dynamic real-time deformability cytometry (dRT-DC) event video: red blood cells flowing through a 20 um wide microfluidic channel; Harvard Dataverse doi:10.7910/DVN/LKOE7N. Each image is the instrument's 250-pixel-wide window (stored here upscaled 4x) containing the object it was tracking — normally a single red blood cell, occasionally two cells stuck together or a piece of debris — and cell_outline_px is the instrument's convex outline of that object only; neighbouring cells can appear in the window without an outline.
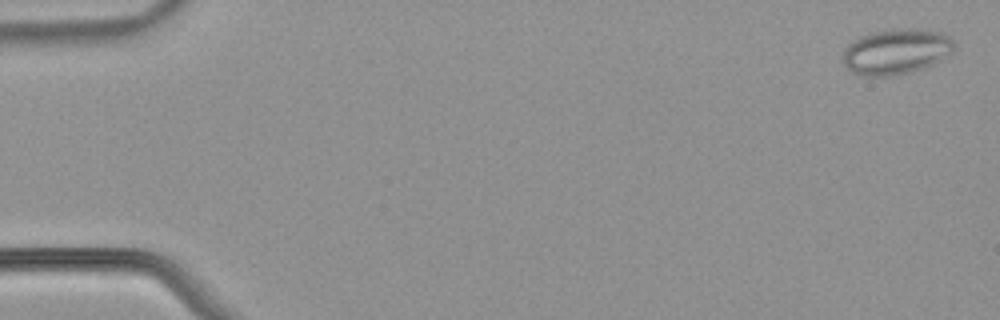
{"species": "common noctule bat (a hibernating species)", "species_latin": "Nyctalus noctula", "temperature_condition": "warm", "stored_images_in_passage": 53, "camera_frame_rate_fps": 3000, "um_per_image_px": 0.085, "animal": {"sex": "male", "body_mass_g": 21.5, "forearm_length_mm": 52.0}, "frame": {"image": 1, "passage_image": 2, "time_ms": 0.333, "image_size_px": [1000, 320], "cell_outline_px": [[956, 44], [952, 52], [948, 56], [924, 68], [892, 76], [856, 76], [840, 60], [844, 48], [852, 40], [860, 36], [872, 32], [892, 28], [920, 28], [944, 32]], "centroid_in_image_um": [76.15, 4.37], "position_along_channel_um": 8.8, "area_um2": 30.23}}
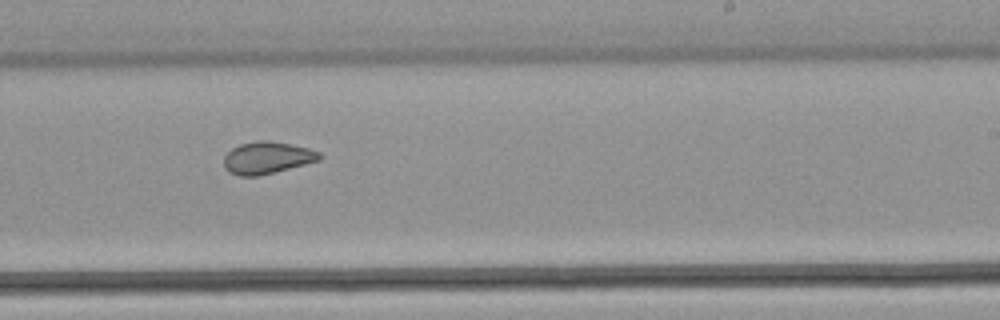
{"frame": {"image": 2, "passage_image": 33, "time_ms": 10.667, "image_size_px": [1000, 320], "cell_outline_px": [[320, 160], [260, 176], [240, 176], [228, 172], [224, 168], [224, 156], [232, 148], [240, 144], [256, 140], [268, 140], [308, 148], [320, 152]], "centroid_in_image_um": [22.67, 13.41], "position_along_channel_um": 266.3, "area_um2": 17.86}}
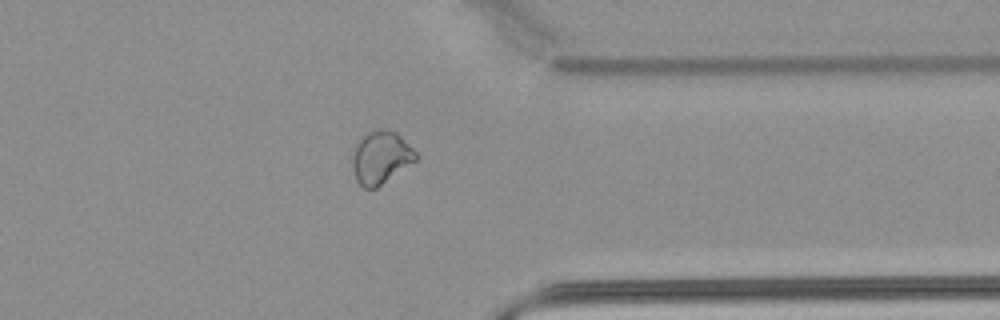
{"frame": {"image": 3, "passage_image": 42, "time_ms": 13.667, "image_size_px": [1000, 320], "cell_outline_px": [[420, 160], [376, 188], [364, 188], [356, 180], [352, 168], [352, 152], [360, 136], [364, 132], [376, 128], [384, 128], [396, 132], [420, 156]], "centroid_in_image_um": [32.38, 13.36], "position_along_channel_um": 379.0, "area_um2": 20.17}, "authors_computed_cell_mechanics": {"area_um2": 21.8484, "velocity_mm_per_s": 3.9426, "shape_relaxation_time_tau1_ms": null, "shape_relaxation_time_tau2_ms": 2.2855, "deformation_change_tau1": null, "deformation_change_tau2": 0.0695}}